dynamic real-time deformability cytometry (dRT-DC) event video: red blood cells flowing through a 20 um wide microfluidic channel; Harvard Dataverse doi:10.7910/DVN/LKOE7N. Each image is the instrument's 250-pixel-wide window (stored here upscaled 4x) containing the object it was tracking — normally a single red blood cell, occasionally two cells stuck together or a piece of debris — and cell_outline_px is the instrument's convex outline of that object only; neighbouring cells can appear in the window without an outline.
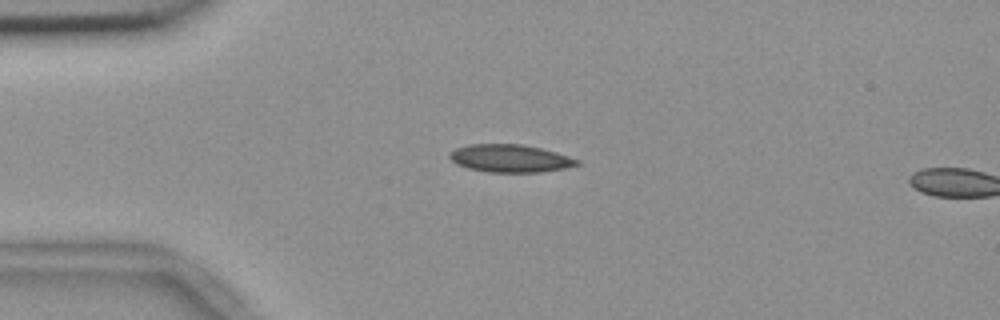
{"species": "common noctule bat (a hibernating species)", "species_latin": "Nyctalus noctula", "temperature_condition": "room temperature", "stored_images_in_passage": 3, "camera_frame_rate_fps": 3000, "um_per_image_px": 0.085, "animal": {"sex": "female", "body_mass_g": 18.4}, "frame": {"image": 1, "passage_image": 1, "time_ms": 0.0, "image_size_px": [1000, 320], "cell_outline_px": [[580, 164], [564, 168], [540, 172], [488, 172], [468, 168], [456, 164], [448, 156], [448, 152], [456, 148], [468, 144], [524, 144], [556, 152], [580, 160]], "centroid_in_image_um": [43.33, 13.45], "position_along_channel_um": 41.7, "area_um2": 20.63}}